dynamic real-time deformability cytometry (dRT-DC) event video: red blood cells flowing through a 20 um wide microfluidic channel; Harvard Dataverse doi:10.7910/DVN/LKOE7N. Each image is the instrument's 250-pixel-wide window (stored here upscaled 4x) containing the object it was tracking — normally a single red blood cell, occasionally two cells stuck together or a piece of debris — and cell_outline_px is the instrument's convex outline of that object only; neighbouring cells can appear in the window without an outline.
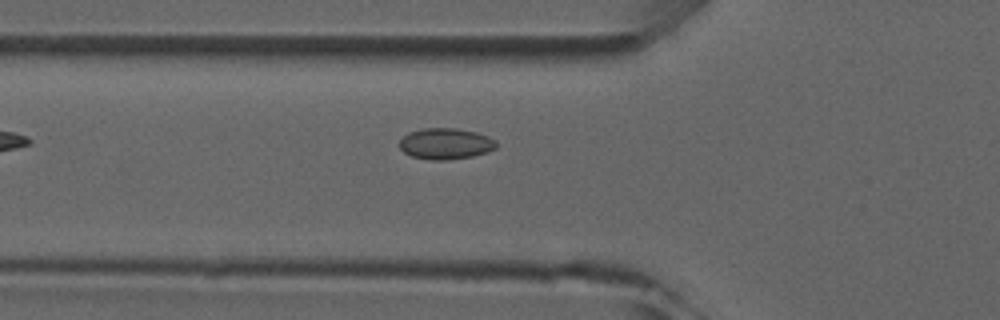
{"species": "common noctule bat (a hibernating species)", "species_latin": "Nyctalus noctula", "temperature_condition": "room temperature", "stored_images_in_passage": 2, "camera_frame_rate_fps": 3000, "um_per_image_px": 0.085, "animal": {"sex": "male", "forearm_length_mm": 52.5}, "frame": {"image": 1, "passage_image": 2, "time_ms": 1.333, "image_size_px": [1000, 320], "cell_outline_px": [[496, 148], [488, 152], [472, 156], [448, 160], [432, 160], [412, 156], [404, 152], [400, 148], [400, 140], [408, 132], [424, 128], [456, 128], [476, 132], [488, 136], [496, 140]], "centroid_in_image_um": [37.89, 12.21], "position_along_channel_um": 87.9, "area_um2": 17.57}}